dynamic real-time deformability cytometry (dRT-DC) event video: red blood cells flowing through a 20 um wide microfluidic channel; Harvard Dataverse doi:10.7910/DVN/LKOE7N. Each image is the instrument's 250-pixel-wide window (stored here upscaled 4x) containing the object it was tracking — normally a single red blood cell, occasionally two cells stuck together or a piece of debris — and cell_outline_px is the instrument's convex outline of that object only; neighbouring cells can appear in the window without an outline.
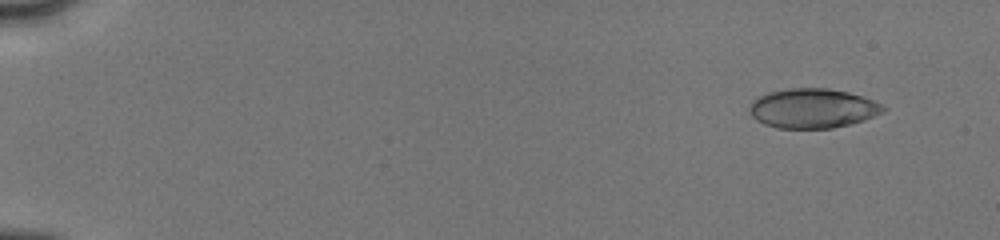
{"species": "human", "species_latin": "Homo sapiens", "temperature_condition": "cold", "stored_images_in_passage": 9, "camera_frame_rate_fps": 3000, "um_per_image_px": 0.085, "donor": {"sex": "male"}, "frame": {"image": 1, "passage_image": 2, "time_ms": 1.0, "image_size_px": [1000, 240], "cell_outline_px": [[888, 108], [884, 112], [864, 120], [852, 124], [832, 128], [776, 128], [764, 124], [756, 120], [748, 112], [748, 108], [752, 100], [768, 92], [788, 88], [828, 88], [848, 92], [864, 96], [884, 104]], "centroid_in_image_um": [69.1, 9.21], "position_along_channel_um": 15.9, "area_um2": 31.27}}
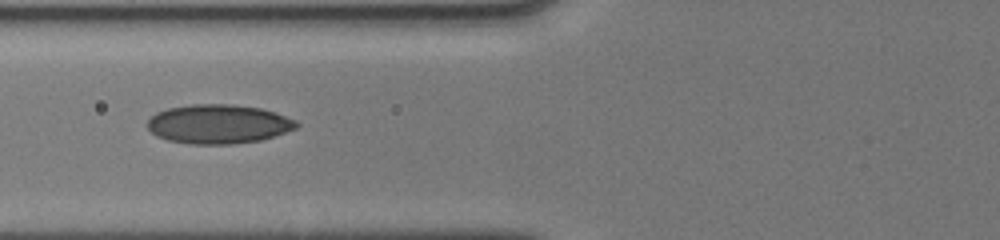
{"frame": {"image": 2, "passage_image": 8, "time_ms": 7.0, "image_size_px": [1000, 240], "cell_outline_px": [[300, 124], [296, 128], [260, 140], [232, 144], [192, 144], [168, 140], [156, 136], [144, 124], [156, 112], [168, 108], [192, 104], [232, 104], [260, 108], [296, 120]], "centroid_in_image_um": [18.52, 10.54], "position_along_channel_um": 107.3, "area_um2": 33.87}}
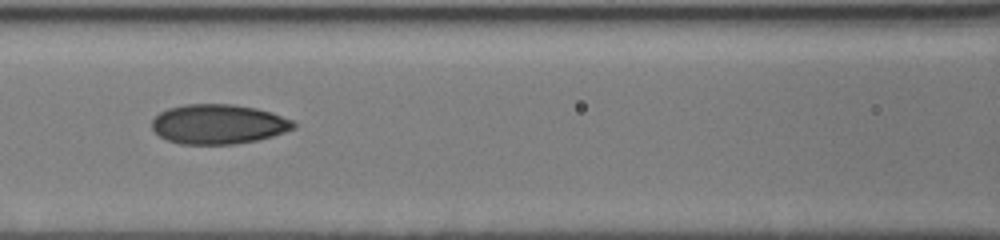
{"frame": {"image": 3, "passage_image": 9, "time_ms": 8.0, "image_size_px": [1000, 240], "cell_outline_px": [[296, 128], [272, 136], [256, 140], [232, 144], [180, 144], [168, 140], [160, 136], [152, 128], [152, 120], [160, 112], [168, 108], [184, 104], [232, 104], [256, 108], [272, 112], [292, 120], [296, 124]], "centroid_in_image_um": [18.57, 10.55], "position_along_channel_um": 148.0, "area_um2": 32.71}}